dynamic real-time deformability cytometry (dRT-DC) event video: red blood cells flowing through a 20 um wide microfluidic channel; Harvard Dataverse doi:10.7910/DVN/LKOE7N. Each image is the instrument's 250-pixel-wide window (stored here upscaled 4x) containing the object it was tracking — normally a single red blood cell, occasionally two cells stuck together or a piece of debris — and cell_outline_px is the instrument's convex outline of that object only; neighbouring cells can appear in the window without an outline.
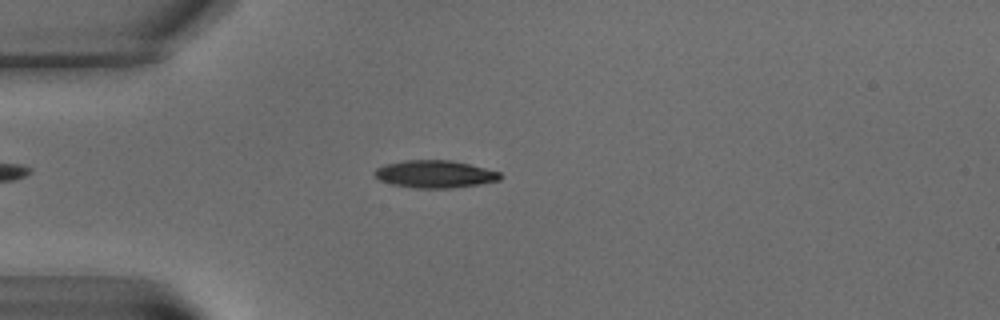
{"species": "common noctule bat (a hibernating species)", "species_latin": "Nyctalus noctula", "temperature_condition": "warm", "stored_images_in_passage": 9, "camera_frame_rate_fps": 3000, "um_per_image_px": 0.085, "animal": {"sex": "male", "body_mass_g": 15.6}, "frame": {"image": 1, "passage_image": 6, "time_ms": 5.667, "image_size_px": [1000, 320], "cell_outline_px": [[504, 176], [500, 180], [480, 184], [452, 188], [416, 188], [392, 184], [380, 180], [372, 172], [376, 168], [384, 164], [404, 160], [452, 160], [500, 172]], "centroid_in_image_um": [36.96, 14.79], "position_along_channel_um": 48.0, "area_um2": 20.17}}
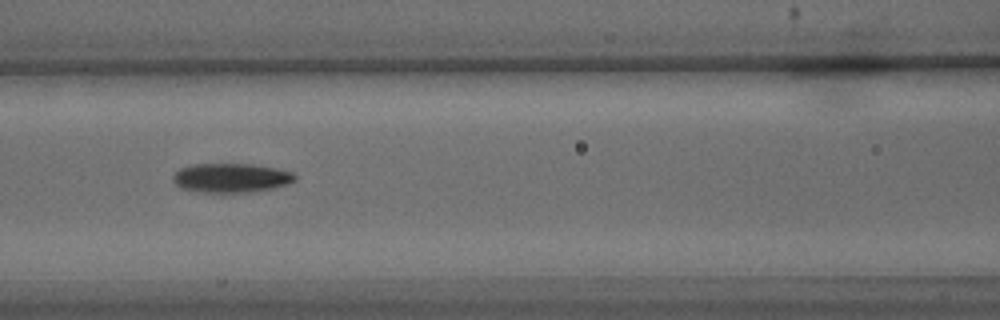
{"frame": {"image": 2, "passage_image": 9, "time_ms": 9.667, "image_size_px": [1000, 320], "cell_outline_px": [[296, 180], [288, 184], [272, 188], [224, 196], [200, 192], [180, 188], [172, 180], [172, 176], [180, 168], [192, 164], [252, 164], [276, 168], [292, 172], [296, 176]], "centroid_in_image_um": [19.61, 15.16], "position_along_channel_um": 147.0, "area_um2": 21.44}}